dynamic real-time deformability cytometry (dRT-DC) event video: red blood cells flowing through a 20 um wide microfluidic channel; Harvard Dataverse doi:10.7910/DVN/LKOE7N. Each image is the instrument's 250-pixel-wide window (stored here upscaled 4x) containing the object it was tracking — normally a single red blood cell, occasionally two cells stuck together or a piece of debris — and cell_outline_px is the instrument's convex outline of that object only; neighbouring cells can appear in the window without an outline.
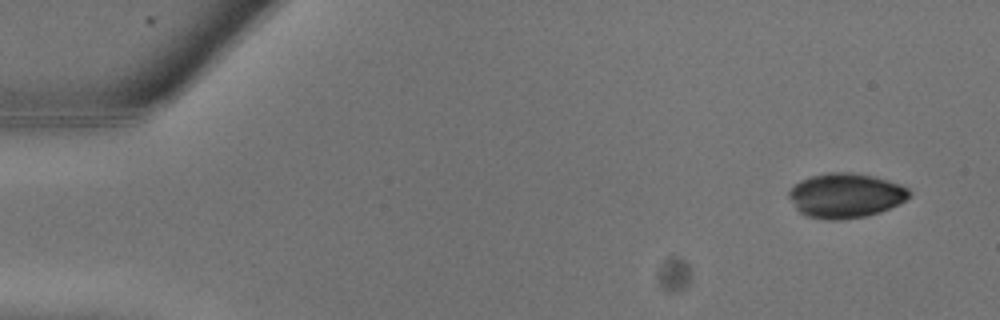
{"species": "common noctule bat (a hibernating species)", "species_latin": "Nyctalus noctula", "temperature_condition": "warm", "stored_images_in_passage": 7, "camera_frame_rate_fps": 3000, "um_per_image_px": 0.085, "animal": {"sex": "male", "body_mass_g": 13.3}, "frame": {"image": 1, "passage_image": 1, "time_ms": 0.0, "image_size_px": [1000, 320], "cell_outline_px": [[908, 196], [900, 204], [880, 212], [864, 216], [840, 220], [828, 220], [808, 216], [800, 212], [796, 208], [788, 196], [788, 192], [800, 180], [812, 176], [828, 172], [848, 172], [872, 176], [888, 180], [908, 188]], "centroid_in_image_um": [71.85, 16.62], "position_along_channel_um": 13.1, "area_um2": 30.98}}
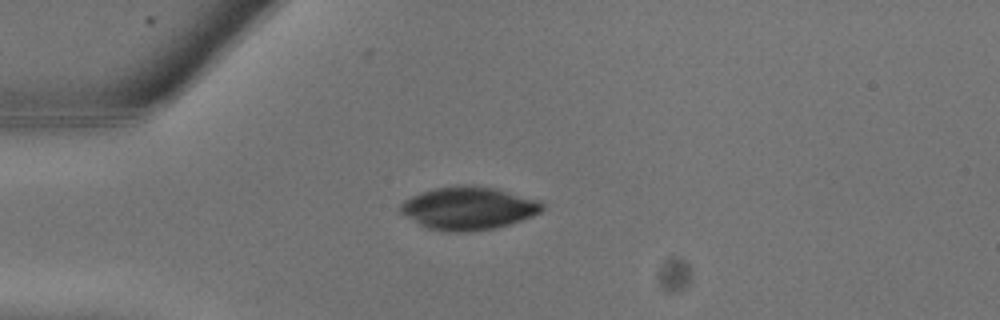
{"frame": {"image": 2, "passage_image": 6, "time_ms": 1.667, "image_size_px": [1000, 320], "cell_outline_px": [[544, 208], [540, 212], [532, 216], [496, 228], [468, 232], [448, 232], [428, 228], [420, 224], [400, 212], [400, 204], [404, 200], [420, 192], [436, 188], [460, 184], [472, 184], [496, 188], [540, 200], [544, 204]], "centroid_in_image_um": [39.83, 17.68], "position_along_channel_um": 45.2, "area_um2": 35.6}}